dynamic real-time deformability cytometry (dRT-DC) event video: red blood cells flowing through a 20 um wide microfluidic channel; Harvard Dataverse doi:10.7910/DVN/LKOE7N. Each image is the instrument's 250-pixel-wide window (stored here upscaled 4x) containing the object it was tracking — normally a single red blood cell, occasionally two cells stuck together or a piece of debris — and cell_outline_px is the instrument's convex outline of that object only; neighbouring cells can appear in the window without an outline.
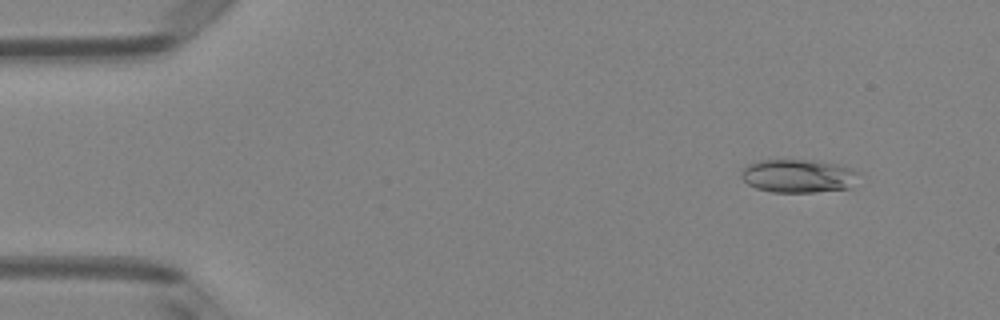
{"species": "Egyptian fruit bat (a non-hibernating species)", "species_latin": "Rousettus aegyptiacus", "temperature_condition": "room temperature", "stored_images_in_passage": 5, "camera_frame_rate_fps": 3000, "um_per_image_px": 0.085, "animal": {"sex": "female"}, "frame": {"image": 1, "passage_image": 2, "time_ms": 0.333, "image_size_px": [1000, 320], "cell_outline_px": [[860, 172], [852, 188], [816, 192], [772, 192], [756, 188], [748, 184], [740, 176], [744, 168], [748, 164], [760, 160], [816, 160], [840, 164], [856, 168]], "centroid_in_image_um": [67.93, 14.95], "position_along_channel_um": 17.1, "area_um2": 23.24}}